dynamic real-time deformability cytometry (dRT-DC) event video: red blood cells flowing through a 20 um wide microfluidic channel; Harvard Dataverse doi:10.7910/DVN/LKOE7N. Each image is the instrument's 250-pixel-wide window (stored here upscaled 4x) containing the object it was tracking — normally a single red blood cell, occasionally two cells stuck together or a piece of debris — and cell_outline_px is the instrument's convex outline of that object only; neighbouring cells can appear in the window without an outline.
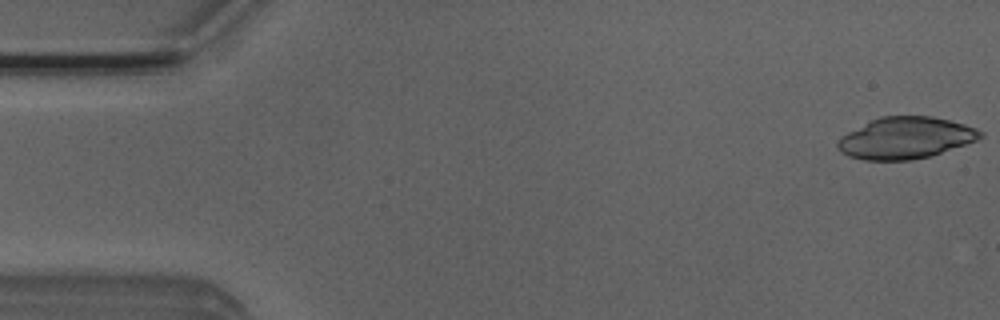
{"species": "Egyptian fruit bat (a non-hibernating species)", "species_latin": "Rousettus aegyptiacus", "temperature_condition": "room temperature", "stored_images_in_passage": 50, "camera_frame_rate_fps": 3000, "um_per_image_px": 0.085, "animal": {"sex": "male"}, "frame": {"image": 1, "passage_image": 1, "time_ms": 0.0, "image_size_px": [1000, 320], "cell_outline_px": [[984, 136], [976, 140], [928, 156], [912, 160], [864, 160], [848, 156], [840, 152], [836, 148], [836, 140], [840, 136], [880, 116], [932, 116], [964, 124], [976, 128], [984, 132]], "centroid_in_image_um": [76.93, 11.73], "position_along_channel_um": 8.1, "area_um2": 34.39}}